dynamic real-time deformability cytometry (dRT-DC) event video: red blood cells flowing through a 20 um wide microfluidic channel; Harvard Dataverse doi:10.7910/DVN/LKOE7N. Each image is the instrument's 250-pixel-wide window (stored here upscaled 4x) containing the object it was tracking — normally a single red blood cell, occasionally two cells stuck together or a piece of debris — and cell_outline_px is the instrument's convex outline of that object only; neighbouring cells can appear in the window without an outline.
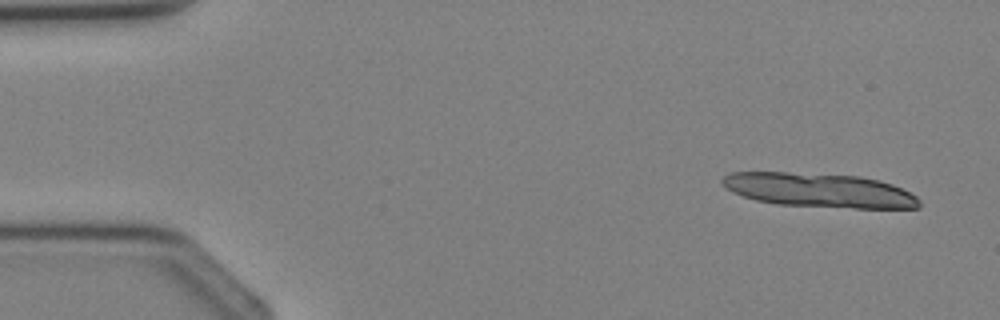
{"species": "Egyptian fruit bat (a non-hibernating species)", "species_latin": "Rousettus aegyptiacus", "temperature_condition": "cold", "stored_images_in_passage": 4, "camera_frame_rate_fps": 3000, "um_per_image_px": 0.085, "animal": {"sex": "female"}, "frame": {"image": 1, "passage_image": 1, "time_ms": 0.0, "image_size_px": [1000, 320], "cell_outline_px": [[920, 208], [856, 208], [776, 204], [756, 200], [732, 192], [720, 180], [728, 172], [788, 172], [860, 176], [880, 180], [892, 184], [916, 196], [920, 200]], "centroid_in_image_um": [69.64, 16.16], "position_along_channel_um": 15.4, "area_um2": 39.13}}